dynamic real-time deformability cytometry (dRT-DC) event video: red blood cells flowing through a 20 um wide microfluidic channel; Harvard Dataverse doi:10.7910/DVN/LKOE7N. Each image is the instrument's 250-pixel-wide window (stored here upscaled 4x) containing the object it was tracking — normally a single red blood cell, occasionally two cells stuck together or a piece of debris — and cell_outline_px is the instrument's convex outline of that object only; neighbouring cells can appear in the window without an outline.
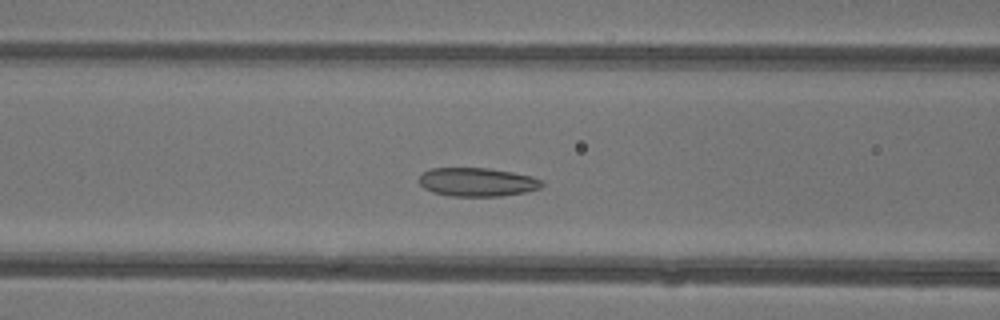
{"species": "common noctule bat (a hibernating species)", "species_latin": "Nyctalus noctula", "temperature_condition": "warm", "stored_images_in_passage": 41, "camera_frame_rate_fps": 3000, "um_per_image_px": 0.085, "animal": {"sex": "female"}, "frame": {"image": 1, "passage_image": 14, "time_ms": 4.333, "image_size_px": [1000, 320], "cell_outline_px": [[544, 184], [540, 188], [524, 192], [500, 196], [452, 196], [432, 192], [424, 188], [420, 184], [420, 176], [424, 172], [432, 168], [488, 168], [512, 172], [532, 176], [544, 180]], "centroid_in_image_um": [40.59, 15.47], "position_along_channel_um": 126.0, "area_um2": 20.46}}
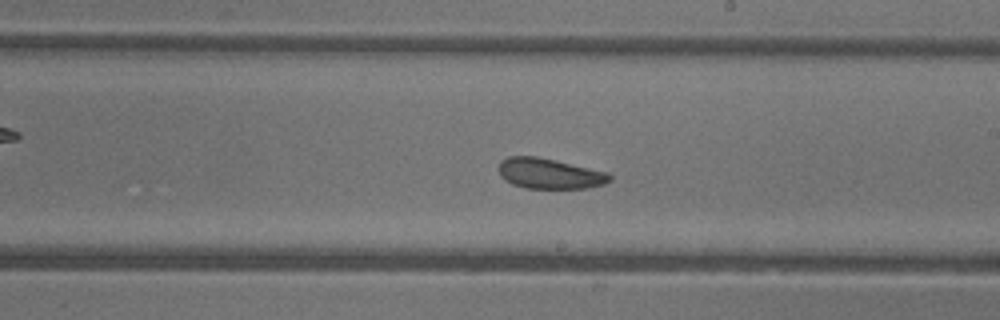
{"frame": {"image": 2, "passage_image": 22, "time_ms": 7.0, "image_size_px": [1000, 320], "cell_outline_px": [[612, 180], [604, 184], [588, 188], [524, 188], [512, 184], [504, 180], [500, 176], [496, 168], [500, 160], [508, 156], [536, 156], [608, 172], [612, 176]], "centroid_in_image_um": [46.66, 14.75], "position_along_channel_um": 242.3, "area_um2": 19.94}}
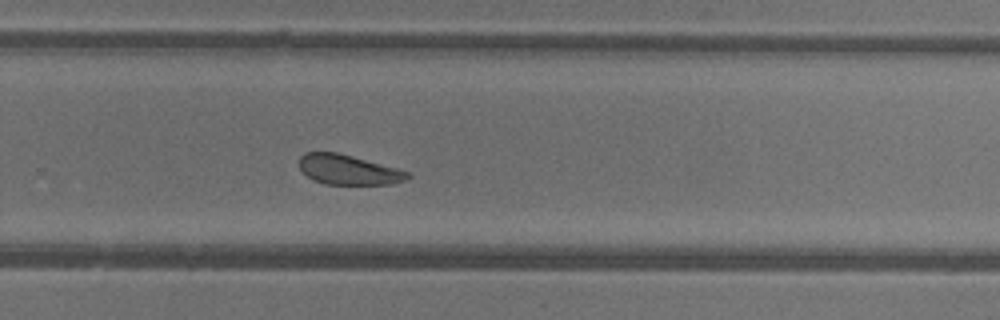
{"frame": {"image": 3, "passage_image": 26, "time_ms": 8.333, "image_size_px": [1000, 320], "cell_outline_px": [[412, 176], [408, 180], [392, 184], [324, 184], [312, 180], [300, 168], [300, 156], [304, 152], [336, 152], [352, 156], [396, 168], [408, 172]], "centroid_in_image_um": [29.62, 14.43], "position_along_channel_um": 300.2, "area_um2": 18.79}, "authors_computed_cell_mechanics": {"area_um2": 21.4438, "velocity_mm_per_s": 4.3673, "shape_relaxation_time_tau1_ms": 2.9814, "shape_relaxation_time_tau2_ms": 3.2092, "deformation_change_tau1": 0.0862, "deformation_change_tau2": 0.0947}}